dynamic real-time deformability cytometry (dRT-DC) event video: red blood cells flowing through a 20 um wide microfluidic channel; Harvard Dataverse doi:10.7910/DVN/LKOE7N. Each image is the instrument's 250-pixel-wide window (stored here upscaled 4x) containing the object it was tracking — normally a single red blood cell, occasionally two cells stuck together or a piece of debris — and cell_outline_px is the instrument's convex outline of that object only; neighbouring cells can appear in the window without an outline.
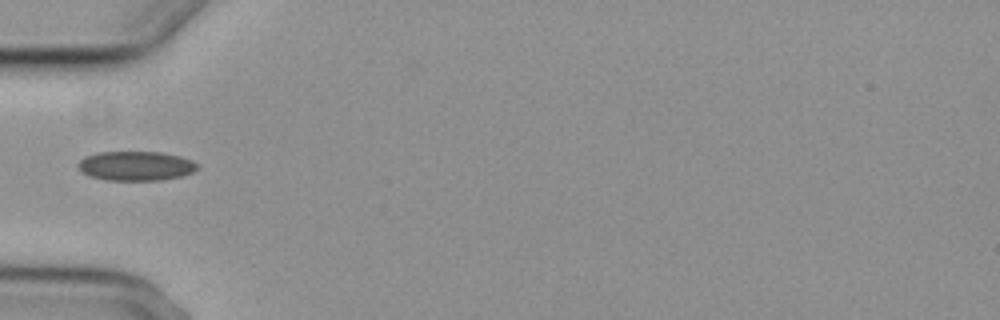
{"species": "common noctule bat (a hibernating species)", "species_latin": "Nyctalus noctula", "temperature_condition": "cold", "stored_images_in_passage": 1, "camera_frame_rate_fps": 3000, "um_per_image_px": 0.085, "animal": {"sex": "female", "body_mass_g": 29.2, "forearm_length_mm": 56.3}, "frame": {"image": 1, "passage_image": 1, "time_ms": 0.0, "image_size_px": [1000, 320], "cell_outline_px": [[200, 168], [192, 172], [180, 176], [160, 180], [108, 180], [88, 176], [76, 164], [84, 156], [100, 152], [160, 152], [180, 156], [192, 160], [200, 164]], "centroid_in_image_um": [11.57, 14.1], "position_along_channel_um": 73.4, "area_um2": 20.46}}